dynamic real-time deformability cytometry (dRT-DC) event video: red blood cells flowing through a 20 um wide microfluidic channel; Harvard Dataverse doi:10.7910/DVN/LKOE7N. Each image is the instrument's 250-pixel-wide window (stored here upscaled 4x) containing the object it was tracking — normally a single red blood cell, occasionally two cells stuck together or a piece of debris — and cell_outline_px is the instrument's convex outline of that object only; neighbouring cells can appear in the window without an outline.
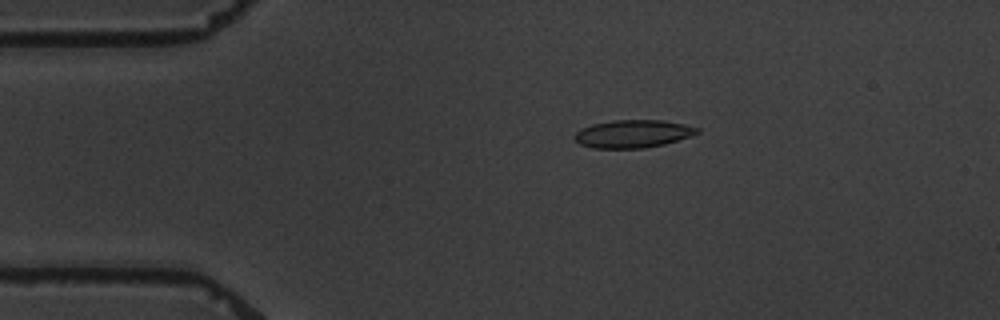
{"species": "common noctule bat (a hibernating species)", "species_latin": "Nyctalus noctula", "temperature_condition": "warm", "stored_images_in_passage": 9, "camera_frame_rate_fps": 3000, "um_per_image_px": 0.085, "animal": {"sex": "male", "body_mass_g": 19.5, "forearm_length_mm": 54.6}, "frame": {"image": 1, "passage_image": 4, "time_ms": 3.333, "image_size_px": [1000, 320], "cell_outline_px": [[700, 132], [664, 144], [644, 148], [592, 148], [580, 144], [572, 136], [580, 128], [592, 124], [612, 120], [660, 120], [684, 124], [700, 128]], "centroid_in_image_um": [53.75, 11.37], "position_along_channel_um": 31.3, "area_um2": 19.83}}
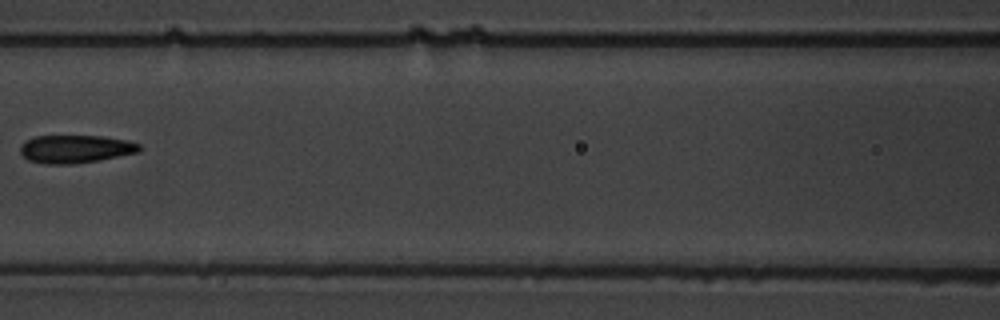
{"frame": {"image": 2, "passage_image": 8, "time_ms": 8.333, "image_size_px": [1000, 320], "cell_outline_px": [[144, 148], [140, 152], [100, 160], [72, 164], [48, 164], [28, 160], [20, 152], [20, 144], [24, 140], [32, 136], [104, 136], [128, 140], [140, 144]], "centroid_in_image_um": [6.44, 12.65], "position_along_channel_um": 160.2, "area_um2": 19.77}}
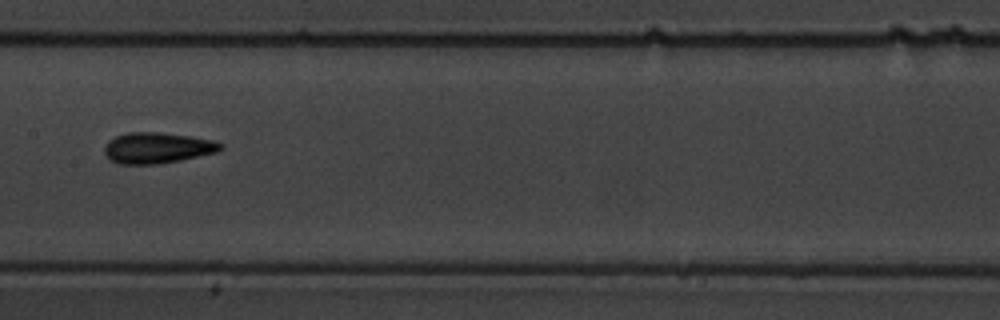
{"frame": {"image": 3, "passage_image": 9, "time_ms": 9.333, "image_size_px": [1000, 320], "cell_outline_px": [[224, 148], [216, 152], [180, 160], [156, 164], [116, 164], [104, 152], [104, 148], [108, 140], [116, 136], [128, 132], [160, 132], [192, 136], [216, 140], [224, 144]], "centroid_in_image_um": [13.4, 12.56], "position_along_channel_um": 194.0, "area_um2": 21.04}}